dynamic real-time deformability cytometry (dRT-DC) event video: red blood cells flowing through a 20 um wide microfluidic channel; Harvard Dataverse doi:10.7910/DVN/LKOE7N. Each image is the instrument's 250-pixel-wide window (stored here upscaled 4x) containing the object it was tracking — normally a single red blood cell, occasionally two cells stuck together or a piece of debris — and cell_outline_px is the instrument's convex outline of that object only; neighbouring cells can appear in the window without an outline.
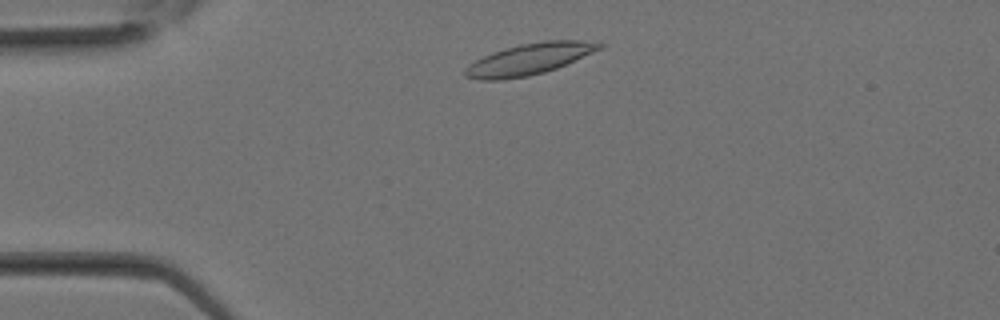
{"species": "Egyptian fruit bat (a non-hibernating species)", "species_latin": "Rousettus aegyptiacus", "temperature_condition": "room temperature", "stored_images_in_passage": 11, "camera_frame_rate_fps": 3000, "um_per_image_px": 0.085, "animal": {"sex": "female"}, "frame": {"image": 1, "passage_image": 3, "time_ms": 0.667, "image_size_px": [1000, 320], "cell_outline_px": [[604, 44], [600, 48], [592, 52], [556, 68], [544, 72], [528, 76], [500, 80], [480, 80], [464, 76], [464, 68], [468, 64], [484, 56], [504, 48], [520, 44], [544, 40], [580, 40]], "centroid_in_image_um": [44.91, 5.03], "position_along_channel_um": 40.1, "area_um2": 24.16}}
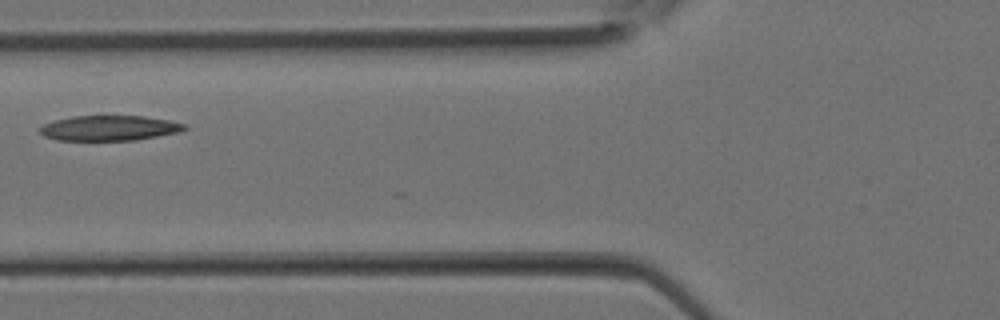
{"frame": {"image": 2, "passage_image": 8, "time_ms": 2.333, "image_size_px": [1000, 320], "cell_outline_px": [[188, 128], [180, 132], [136, 140], [56, 140], [44, 136], [36, 128], [44, 124], [56, 120], [72, 116], [144, 116], [168, 120], [184, 124]], "centroid_in_image_um": [9.27, 10.89], "position_along_channel_um": 116.5, "area_um2": 21.21}}
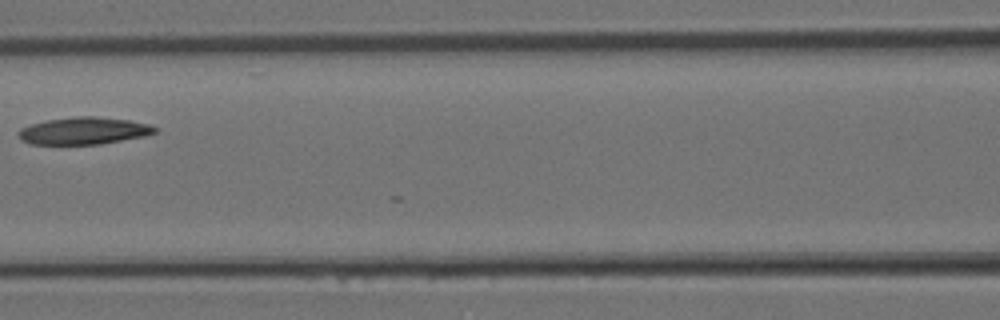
{"frame": {"image": 3, "passage_image": 10, "time_ms": 3.0, "image_size_px": [1000, 320], "cell_outline_px": [[160, 128], [156, 132], [144, 136], [100, 144], [32, 144], [20, 140], [16, 132], [20, 128], [32, 124], [48, 120], [76, 116], [92, 116], [128, 120], [148, 124]], "centroid_in_image_um": [7.1, 11.12], "position_along_channel_um": 159.5, "area_um2": 21.56}}